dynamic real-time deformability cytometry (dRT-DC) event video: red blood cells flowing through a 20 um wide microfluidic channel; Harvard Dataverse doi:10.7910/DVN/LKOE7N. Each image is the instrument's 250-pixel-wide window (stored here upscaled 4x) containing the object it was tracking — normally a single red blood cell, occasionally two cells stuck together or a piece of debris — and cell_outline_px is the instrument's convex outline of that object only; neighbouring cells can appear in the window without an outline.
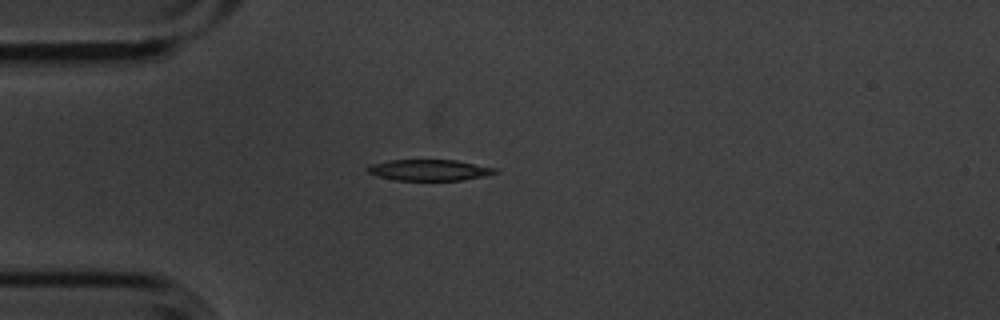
{"species": "common noctule bat (a hibernating species)", "species_latin": "Nyctalus noctula", "temperature_condition": "cold", "stored_images_in_passage": 4, "camera_frame_rate_fps": 3000, "um_per_image_px": 0.085, "animal": {"sex": "male", "body_mass_g": 20.1, "forearm_length_mm": 53.5}, "frame": {"image": 1, "passage_image": 3, "time_ms": 0.667, "image_size_px": [1000, 320], "cell_outline_px": [[500, 172], [460, 180], [396, 180], [376, 176], [368, 172], [364, 168], [368, 164], [392, 160], [456, 160], [500, 168]], "centroid_in_image_um": [36.47, 14.44], "position_along_channel_um": 48.5, "area_um2": 15.78}}